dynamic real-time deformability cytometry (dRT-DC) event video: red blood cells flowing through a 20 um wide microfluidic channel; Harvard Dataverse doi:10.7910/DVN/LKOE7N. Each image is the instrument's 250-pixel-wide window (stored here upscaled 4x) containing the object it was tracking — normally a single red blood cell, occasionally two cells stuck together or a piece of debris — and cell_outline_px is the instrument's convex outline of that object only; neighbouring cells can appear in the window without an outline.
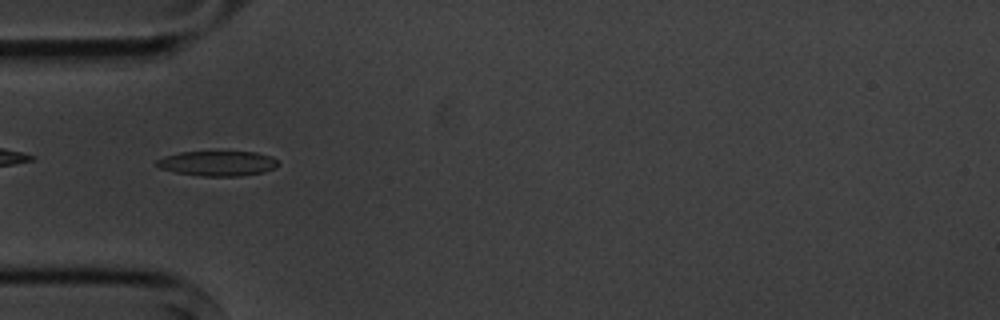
{"species": "common noctule bat (a hibernating species)", "species_latin": "Nyctalus noctula", "temperature_condition": "cold", "stored_images_in_passage": 12, "camera_frame_rate_fps": 3000, "um_per_image_px": 0.085, "animal": {"sex": "male", "body_mass_g": 20.1, "forearm_length_mm": 53.5}, "frame": {"image": 1, "passage_image": 2, "time_ms": 1.333, "image_size_px": [1000, 320], "cell_outline_px": [[280, 164], [276, 168], [264, 172], [240, 176], [200, 176], [176, 172], [160, 168], [156, 164], [156, 160], [164, 156], [180, 152], [256, 152], [272, 156]], "centroid_in_image_um": [18.53, 13.89], "position_along_channel_um": 66.5, "area_um2": 17.74}}
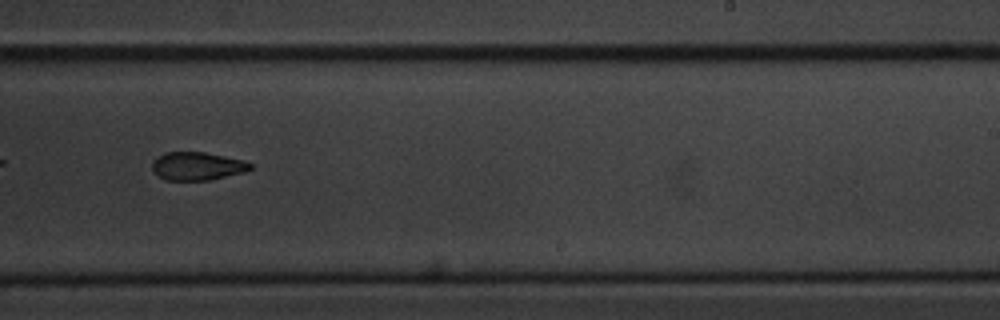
{"frame": {"image": 2, "passage_image": 7, "time_ms": 7.0, "image_size_px": [1000, 320], "cell_outline_px": [[252, 168], [244, 172], [208, 180], [164, 180], [152, 172], [152, 160], [164, 152], [204, 152], [244, 160], [252, 164]], "centroid_in_image_um": [16.72, 14.12], "position_along_channel_um": 272.3, "area_um2": 16.18}}
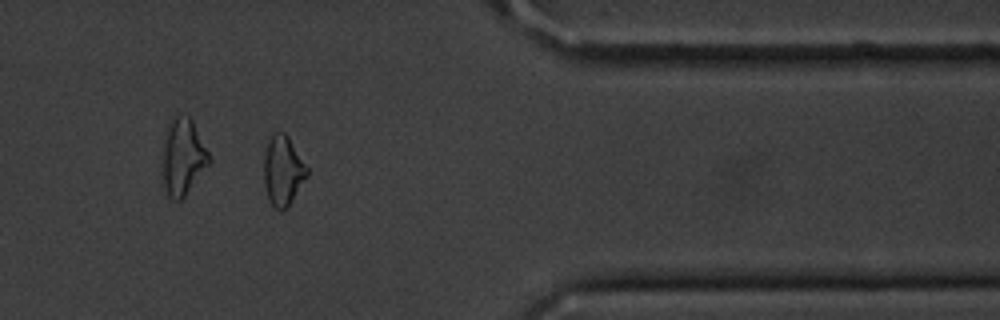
{"frame": {"image": 3, "passage_image": 10, "time_ms": 10.667, "image_size_px": [1000, 320], "cell_outline_px": [[308, 176], [288, 208], [280, 212], [268, 200], [264, 184], [264, 156], [268, 140], [276, 132], [284, 132], [288, 136], [308, 168]], "centroid_in_image_um": [24.06, 14.55], "position_along_channel_um": 387.3, "area_um2": 17.69}, "authors_computed_cell_mechanics": {"area_um2": 17.7157, "velocity_mm_per_s": 3.6197, "shape_relaxation_time_tau1_ms": 3.0999, "shape_relaxation_time_tau2_ms": 7.5452, "deformation_change_tau1": 0.1099, "deformation_change_tau2": 0.1334}}